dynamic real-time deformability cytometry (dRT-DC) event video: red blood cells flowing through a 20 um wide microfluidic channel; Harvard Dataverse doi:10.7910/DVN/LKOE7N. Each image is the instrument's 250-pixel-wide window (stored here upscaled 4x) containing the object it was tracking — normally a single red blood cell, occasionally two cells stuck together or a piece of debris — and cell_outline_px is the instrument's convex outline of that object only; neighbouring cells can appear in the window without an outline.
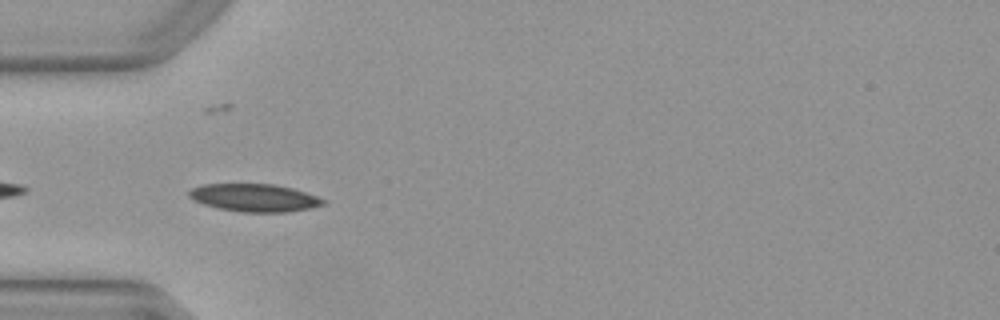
{"species": "Egyptian fruit bat (a non-hibernating species)", "species_latin": "Rousettus aegyptiacus", "temperature_condition": "warm", "stored_images_in_passage": 8, "camera_frame_rate_fps": 3000, "um_per_image_px": 0.085, "animal": {"sex": "female"}, "frame": {"image": 1, "passage_image": 2, "time_ms": 0.333, "image_size_px": [1000, 320], "cell_outline_px": [[324, 204], [308, 208], [288, 212], [240, 212], [216, 208], [204, 204], [188, 196], [188, 192], [192, 188], [204, 184], [276, 184], [292, 188], [316, 196], [324, 200]], "centroid_in_image_um": [21.59, 16.81], "position_along_channel_um": 63.4, "area_um2": 21.5}}
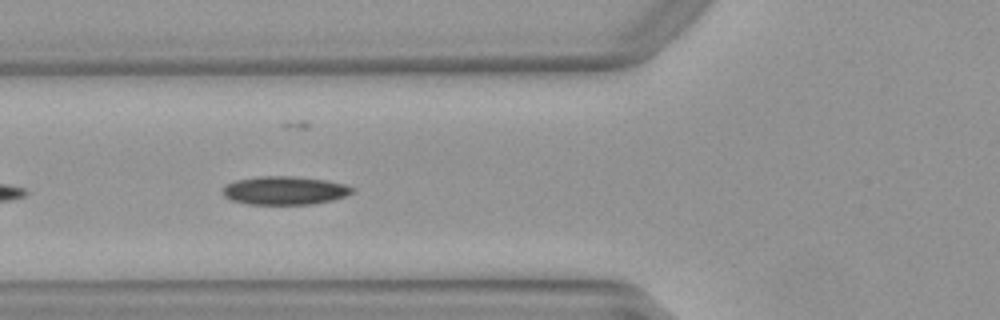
{"frame": {"image": 2, "passage_image": 5, "time_ms": 1.333, "image_size_px": [1000, 320], "cell_outline_px": [[356, 188], [352, 192], [344, 196], [332, 200], [312, 204], [248, 204], [232, 200], [224, 196], [220, 192], [224, 184], [236, 180], [260, 176], [292, 176], [324, 180], [344, 184]], "centroid_in_image_um": [24.14, 16.19], "position_along_channel_um": 101.7, "area_um2": 21.44}}
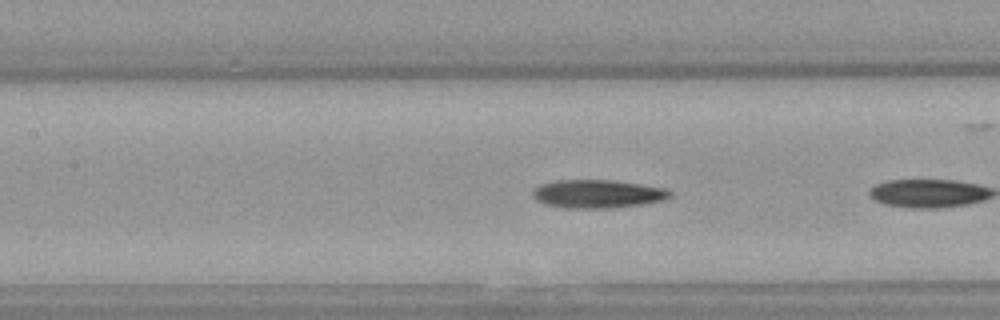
{"frame": {"image": 3, "passage_image": 7, "time_ms": 2.0, "image_size_px": [1000, 320], "cell_outline_px": [[672, 196], [664, 200], [644, 204], [612, 208], [564, 208], [544, 204], [536, 200], [532, 196], [532, 192], [540, 184], [552, 180], [616, 180], [668, 188], [672, 192]], "centroid_in_image_um": [50.82, 16.47], "position_along_channel_um": 156.6, "area_um2": 23.06}}